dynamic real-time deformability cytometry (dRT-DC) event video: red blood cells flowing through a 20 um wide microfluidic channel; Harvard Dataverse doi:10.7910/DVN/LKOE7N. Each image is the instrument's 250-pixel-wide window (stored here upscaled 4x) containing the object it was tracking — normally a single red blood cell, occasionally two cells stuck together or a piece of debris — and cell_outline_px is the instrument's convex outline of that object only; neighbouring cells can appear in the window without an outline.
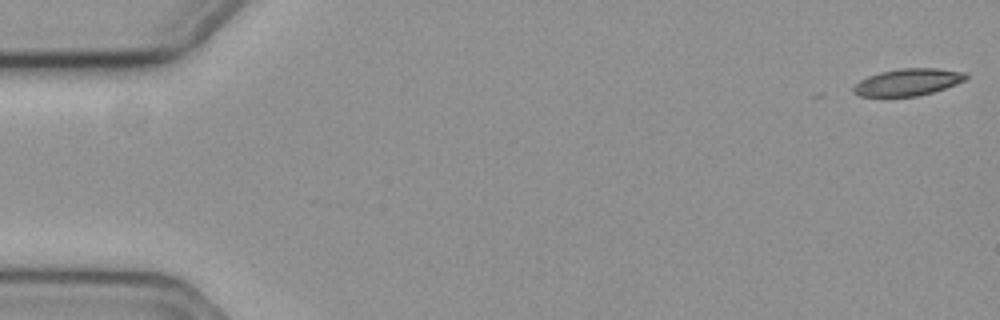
{"species": "common noctule bat (a hibernating species)", "species_latin": "Nyctalus noctula", "temperature_condition": "cold", "stored_images_in_passage": 41, "camera_frame_rate_fps": 3000, "um_per_image_px": 0.085, "animal": {"sex": "female", "body_mass_g": 19.3, "forearm_length_mm": 54.1}, "frame": {"image": 1, "passage_image": 1, "time_ms": 0.0, "image_size_px": [1000, 320], "cell_outline_px": [[968, 76], [964, 80], [956, 84], [932, 92], [916, 96], [860, 96], [852, 92], [852, 88], [860, 80], [868, 76], [880, 72], [900, 68], [936, 68], [964, 72]], "centroid_in_image_um": [77.15, 6.97], "position_along_channel_um": 7.9, "area_um2": 17.51}}
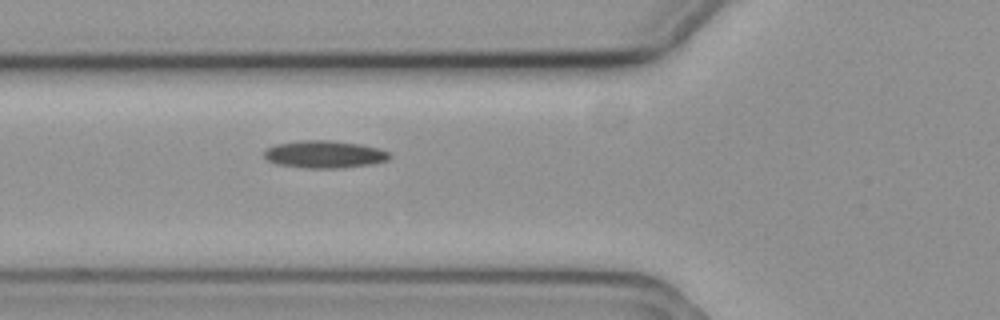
{"frame": {"image": 2, "passage_image": 21, "time_ms": 6.667, "image_size_px": [1000, 320], "cell_outline_px": [[392, 156], [388, 160], [372, 164], [340, 168], [308, 168], [276, 164], [268, 160], [264, 156], [264, 152], [268, 148], [276, 144], [300, 140], [328, 140], [360, 144], [380, 148], [388, 152]], "centroid_in_image_um": [27.6, 13.11], "position_along_channel_um": 98.2, "area_um2": 20.06}}
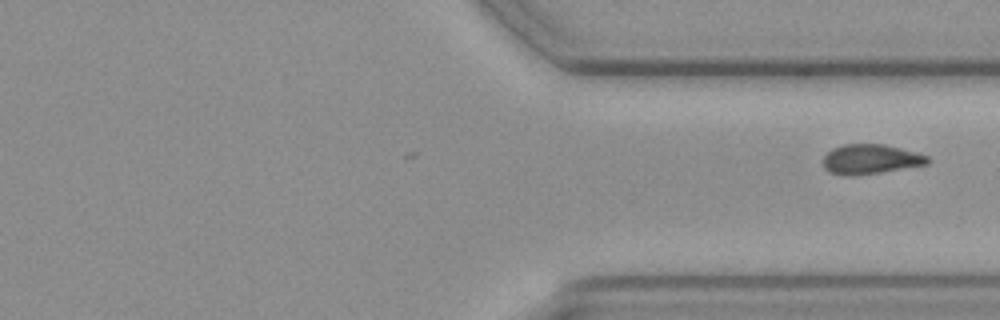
{"frame": {"image": 3, "passage_image": 41, "time_ms": 13.333, "image_size_px": [1000, 320], "cell_outline_px": [[928, 164], [880, 172], [848, 176], [828, 172], [824, 168], [824, 156], [832, 148], [844, 144], [884, 144], [916, 152], [928, 156]], "centroid_in_image_um": [73.97, 13.52], "position_along_channel_um": 337.4, "area_um2": 17.92}}